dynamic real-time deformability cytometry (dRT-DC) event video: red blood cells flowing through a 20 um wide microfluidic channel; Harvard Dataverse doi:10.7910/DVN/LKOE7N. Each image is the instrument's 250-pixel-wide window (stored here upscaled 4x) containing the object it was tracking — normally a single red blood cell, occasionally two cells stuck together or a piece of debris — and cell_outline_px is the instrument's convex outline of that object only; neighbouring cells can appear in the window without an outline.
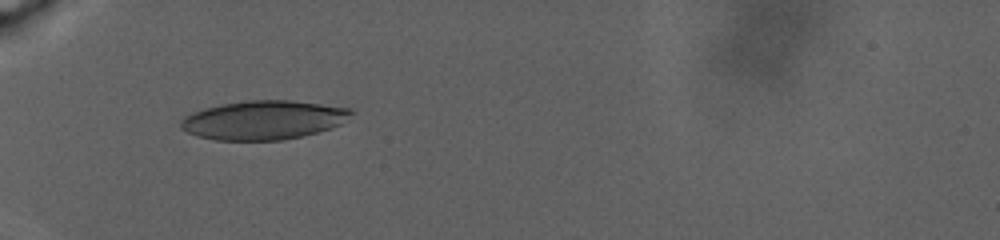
{"species": "human", "species_latin": "Homo sapiens", "temperature_condition": "warm", "stored_images_in_passage": 52, "camera_frame_rate_fps": 3000, "um_per_image_px": 0.085, "donor": {"sex": "male"}, "frame": {"image": 1, "passage_image": 24, "time_ms": 10.667, "image_size_px": [1000, 240], "cell_outline_px": [[356, 112], [340, 124], [332, 128], [284, 140], [216, 140], [196, 136], [180, 128], [180, 120], [184, 116], [192, 112], [204, 108], [220, 104], [244, 100], [292, 100], [352, 108]], "centroid_in_image_um": [22.39, 10.19], "position_along_channel_um": 62.6, "area_um2": 38.96}}
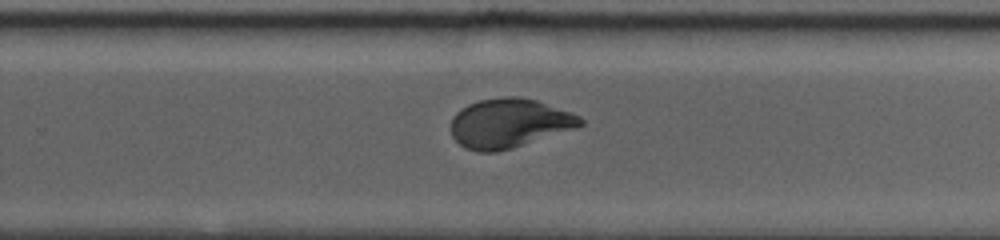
{"frame": {"image": 2, "passage_image": 39, "time_ms": 20.667, "image_size_px": [1000, 240], "cell_outline_px": [[584, 124], [512, 148], [496, 152], [480, 152], [464, 148], [452, 136], [452, 116], [456, 112], [468, 104], [480, 100], [504, 96], [516, 96], [536, 100], [580, 116], [584, 120]], "centroid_in_image_um": [43.22, 10.47], "position_along_channel_um": 286.6, "area_um2": 36.59}}
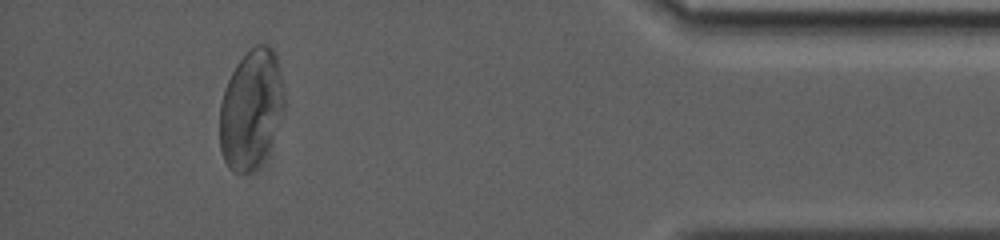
{"frame": {"image": 3, "passage_image": 51, "time_ms": 27.667, "image_size_px": [1000, 240], "cell_outline_px": [[284, 112], [272, 140], [260, 164], [252, 172], [232, 172], [228, 168], [224, 160], [220, 148], [220, 104], [224, 88], [236, 64], [256, 44], [268, 44], [272, 48], [276, 56], [284, 88]], "centroid_in_image_um": [21.34, 9.28], "position_along_channel_um": 413.9, "area_um2": 44.8}, "authors_computed_cell_mechanics": {"area_um2": 41.0958, "velocity_mm_per_s": 2.3956, "shape_relaxation_time_tau1_ms": 9.1099, "shape_relaxation_time_tau2_ms": null, "deformation_change_tau1": 0.2344, "deformation_change_tau2": null}}